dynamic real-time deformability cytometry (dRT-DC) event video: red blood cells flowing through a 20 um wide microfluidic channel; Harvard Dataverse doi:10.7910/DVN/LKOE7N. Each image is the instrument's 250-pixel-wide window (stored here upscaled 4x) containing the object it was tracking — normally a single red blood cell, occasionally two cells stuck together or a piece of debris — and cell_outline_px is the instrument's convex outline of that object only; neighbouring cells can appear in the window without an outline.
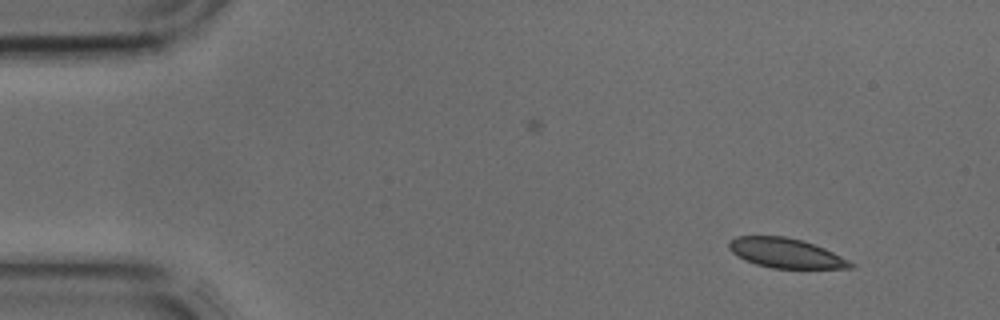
{"species": "common noctule bat (a hibernating species)", "species_latin": "Nyctalus noctula", "temperature_condition": "cold", "stored_images_in_passage": 40, "segment_of_instrument_passage": [1, 2], "camera_frame_rate_fps": 3000, "um_per_image_px": 0.085, "animal": {"sex": "male", "body_mass_g": 17.9, "forearm_length_mm": 54.2}, "frame": {"image": 1, "passage_image": 1, "time_ms": 0.0, "image_size_px": [1000, 320], "cell_outline_px": [[856, 264], [852, 268], [772, 268], [756, 264], [744, 260], [732, 252], [728, 248], [728, 244], [736, 236], [784, 236], [800, 240], [824, 248]], "centroid_in_image_um": [66.77, 21.52], "position_along_channel_um": 18.2, "area_um2": 20.75}}
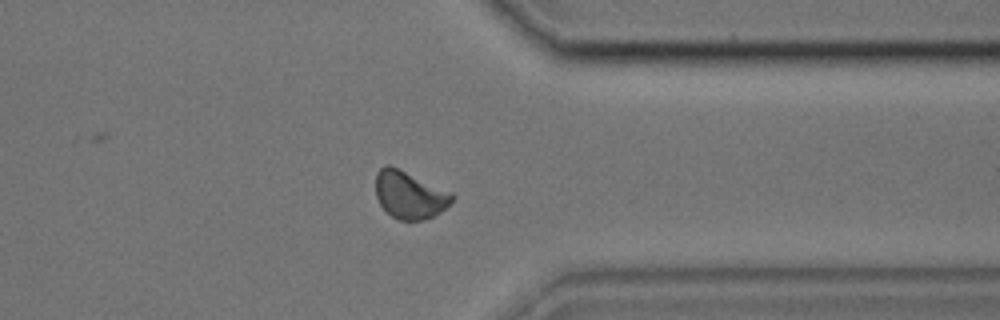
{"frame": {"image": 2, "passage_image": 30, "time_ms": 9.667, "image_size_px": [1000, 320], "cell_outline_px": [[456, 196], [444, 208], [432, 216], [420, 220], [400, 220], [392, 216], [380, 204], [376, 196], [376, 172], [384, 164], [388, 164], [452, 192]], "centroid_in_image_um": [34.79, 16.54], "position_along_channel_um": 376.6, "area_um2": 20.81}}
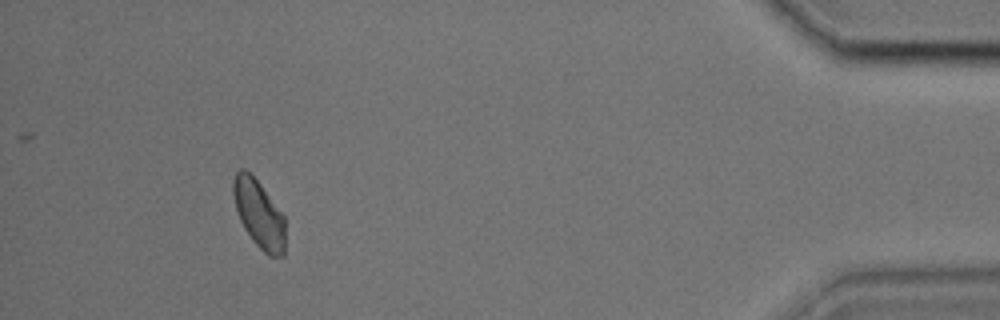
{"frame": {"image": 3, "passage_image": 36, "time_ms": 11.667, "image_size_px": [1000, 320], "cell_outline_px": [[284, 256], [268, 256], [252, 240], [244, 228], [240, 220], [236, 208], [232, 192], [232, 180], [236, 172], [240, 168], [244, 168], [260, 184], [284, 216]], "centroid_in_image_um": [21.99, 18.18], "position_along_channel_um": 413.2, "area_um2": 20.35}}